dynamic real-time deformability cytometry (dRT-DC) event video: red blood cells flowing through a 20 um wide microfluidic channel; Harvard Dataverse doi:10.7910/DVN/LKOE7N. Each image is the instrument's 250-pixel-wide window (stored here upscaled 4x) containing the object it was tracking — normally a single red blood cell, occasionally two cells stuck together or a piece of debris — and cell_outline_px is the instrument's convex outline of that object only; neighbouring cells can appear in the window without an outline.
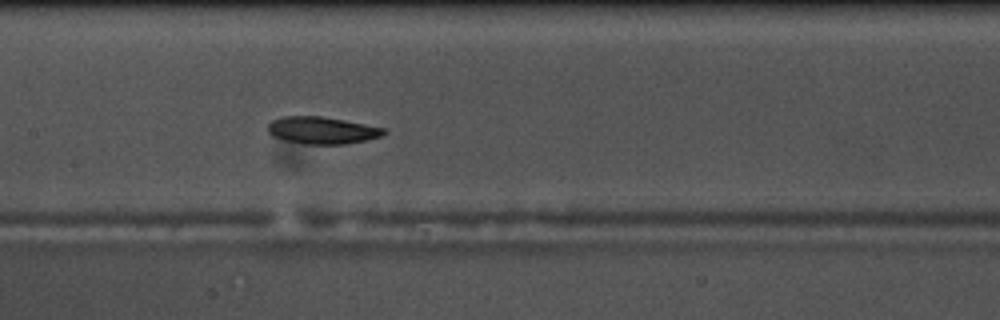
{"species": "common noctule bat (a hibernating species)", "species_latin": "Nyctalus noctula", "temperature_condition": "warm", "stored_images_in_passage": 42, "camera_frame_rate_fps": 3000, "um_per_image_px": 0.085, "animal": {"sex": "male", "body_mass_g": 17.5, "forearm_length_mm": 52.3}, "frame": {"image": 1, "passage_image": 13, "time_ms": 4.0, "image_size_px": [1000, 320], "cell_outline_px": [[388, 132], [380, 136], [364, 140], [344, 144], [304, 144], [284, 140], [272, 136], [268, 132], [268, 124], [272, 120], [280, 116], [320, 116], [344, 120], [384, 128]], "centroid_in_image_um": [27.33, 11.07], "position_along_channel_um": 180.1, "area_um2": 18.26}, "authors_computed_cell_mechanics": {"area_um2": 18.6116, "velocity_mm_per_s": 3.6067, "shape_relaxation_time_tau1_ms": 3.0123, "shape_relaxation_time_tau2_ms": 2.5226, "deformation_change_tau1": 0.1195, "deformation_change_tau2": 0.069}}